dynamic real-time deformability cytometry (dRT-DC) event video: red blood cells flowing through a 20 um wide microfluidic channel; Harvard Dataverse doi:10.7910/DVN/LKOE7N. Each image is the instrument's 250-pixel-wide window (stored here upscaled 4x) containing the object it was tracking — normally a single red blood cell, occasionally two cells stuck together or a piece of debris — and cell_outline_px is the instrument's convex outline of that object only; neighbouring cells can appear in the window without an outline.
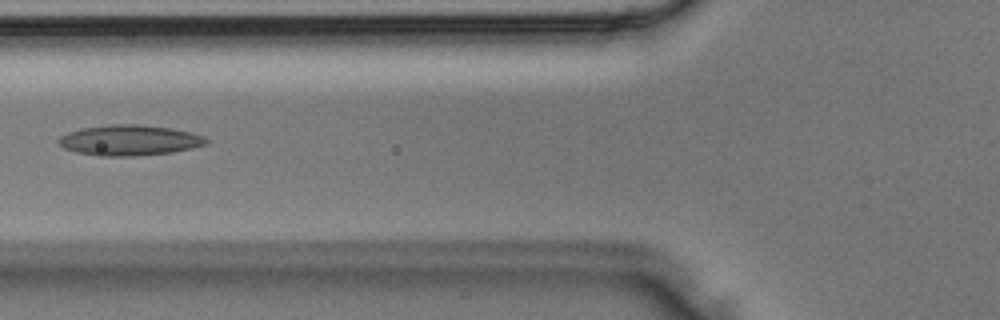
{"species": "Egyptian fruit bat (a non-hibernating species)", "species_latin": "Rousettus aegyptiacus", "temperature_condition": "room temperature", "stored_images_in_passage": 29, "camera_frame_rate_fps": 3000, "um_per_image_px": 0.085, "animal": {"sex": "male"}, "frame": {"image": 1, "passage_image": 6, "time_ms": 1.667, "image_size_px": [1000, 320], "cell_outline_px": [[208, 144], [192, 148], [172, 152], [136, 156], [96, 156], [76, 152], [64, 148], [56, 140], [60, 136], [68, 132], [80, 128], [108, 124], [140, 124], [172, 128], [192, 132], [204, 136], [208, 140]], "centroid_in_image_um": [11.0, 11.91], "position_along_channel_um": 114.8, "area_um2": 26.59}}
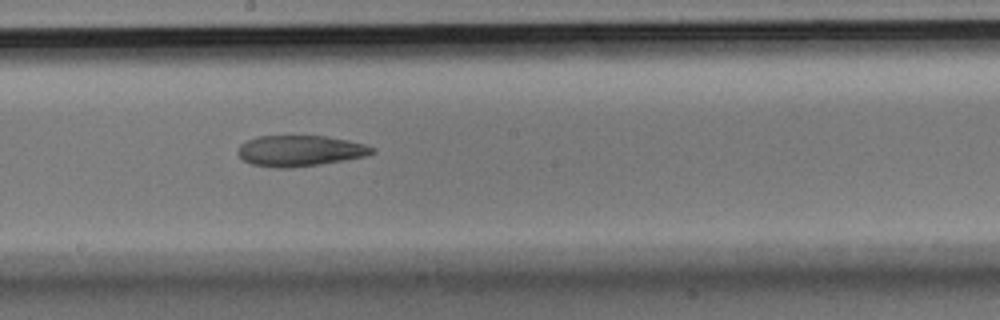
{"frame": {"image": 2, "passage_image": 12, "time_ms": 3.667, "image_size_px": [1000, 320], "cell_outline_px": [[376, 152], [364, 156], [344, 160], [320, 164], [288, 168], [276, 168], [252, 164], [244, 160], [236, 152], [240, 144], [256, 136], [324, 136], [348, 140], [364, 144], [376, 148]], "centroid_in_image_um": [25.49, 12.81], "position_along_channel_um": 222.7, "area_um2": 24.1}}
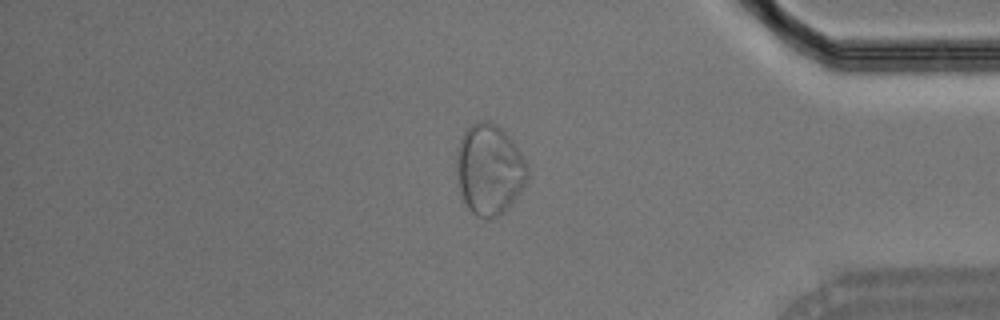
{"frame": {"image": 3, "passage_image": 23, "time_ms": 7.333, "image_size_px": [1000, 320], "cell_outline_px": [[528, 176], [520, 192], [496, 216], [488, 220], [476, 216], [464, 204], [460, 192], [456, 172], [456, 152], [460, 140], [464, 132], [472, 124], [480, 120], [488, 120], [496, 124], [512, 140], [528, 164]], "centroid_in_image_um": [41.56, 14.39], "position_along_channel_um": 393.6, "area_um2": 37.28}}